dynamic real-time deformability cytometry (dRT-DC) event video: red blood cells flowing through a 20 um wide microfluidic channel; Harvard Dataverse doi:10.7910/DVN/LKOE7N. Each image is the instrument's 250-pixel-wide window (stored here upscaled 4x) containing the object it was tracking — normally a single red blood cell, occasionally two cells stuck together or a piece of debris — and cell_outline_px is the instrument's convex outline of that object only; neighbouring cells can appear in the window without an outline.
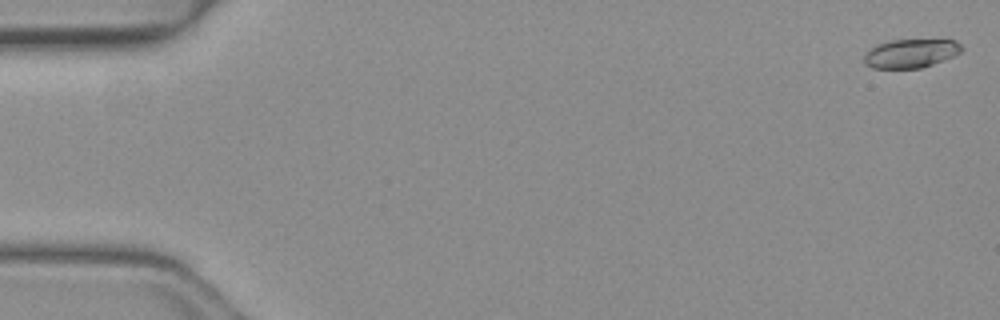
{"species": "common noctule bat (a hibernating species)", "species_latin": "Nyctalus noctula", "temperature_condition": "warm", "stored_images_in_passage": 9, "camera_frame_rate_fps": 3000, "um_per_image_px": 0.085, "animal": {"sex": "female", "body_mass_g": 19.3, "forearm_length_mm": 54.1}, "frame": {"image": 1, "passage_image": 1, "time_ms": 0.0, "image_size_px": [1000, 320], "cell_outline_px": [[964, 48], [960, 52], [952, 56], [932, 64], [920, 68], [872, 68], [864, 64], [864, 56], [868, 48], [876, 44], [892, 40], [956, 40]], "centroid_in_image_um": [77.36, 4.53], "position_along_channel_um": 7.6, "area_um2": 16.3}}